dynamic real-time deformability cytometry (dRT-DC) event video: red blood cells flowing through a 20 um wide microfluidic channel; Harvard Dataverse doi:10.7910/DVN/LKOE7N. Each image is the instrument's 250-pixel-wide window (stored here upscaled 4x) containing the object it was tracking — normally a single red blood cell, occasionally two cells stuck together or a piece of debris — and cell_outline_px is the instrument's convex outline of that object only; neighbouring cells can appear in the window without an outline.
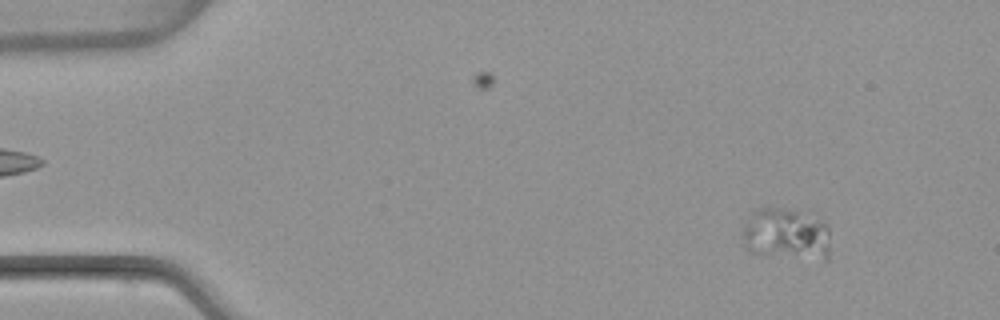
{"species": "common noctule bat (a hibernating species)", "species_latin": "Nyctalus noctula", "temperature_condition": "warm", "stored_images_in_passage": 54, "camera_frame_rate_fps": 3000, "um_per_image_px": 0.085, "animal": {"sex": "female", "body_mass_g": 22.7, "forearm_length_mm": 54.2}, "frame": {"image": 1, "passage_image": 6, "time_ms": 1.667, "image_size_px": [1000, 320], "cell_outline_px": [[828, 260], [824, 260], [752, 252], [744, 248], [740, 244], [740, 232], [752, 212], [756, 208], [780, 208], [808, 212], [828, 224]], "centroid_in_image_um": [66.79, 19.87], "position_along_channel_um": 18.2, "area_um2": 26.88}}
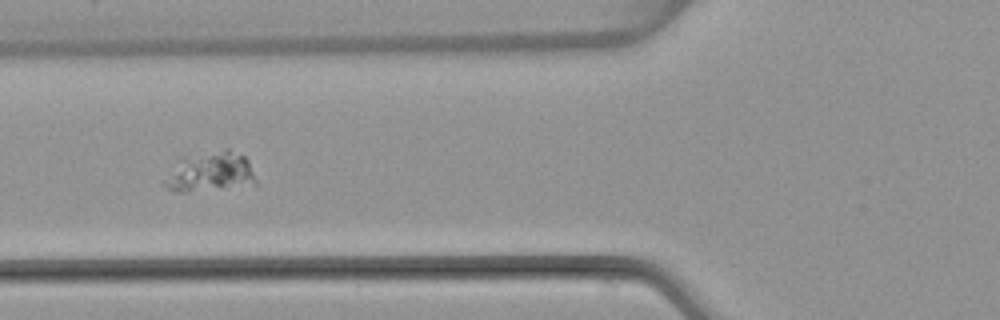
{"frame": {"image": 2, "passage_image": 21, "time_ms": 6.667, "image_size_px": [1000, 320], "cell_outline_px": [[256, 184], [188, 192], [176, 192], [160, 184], [160, 180], [180, 156], [224, 148], [228, 148], [244, 156], [248, 160]], "centroid_in_image_um": [17.74, 14.59], "position_along_channel_um": 108.1, "area_um2": 21.79}}
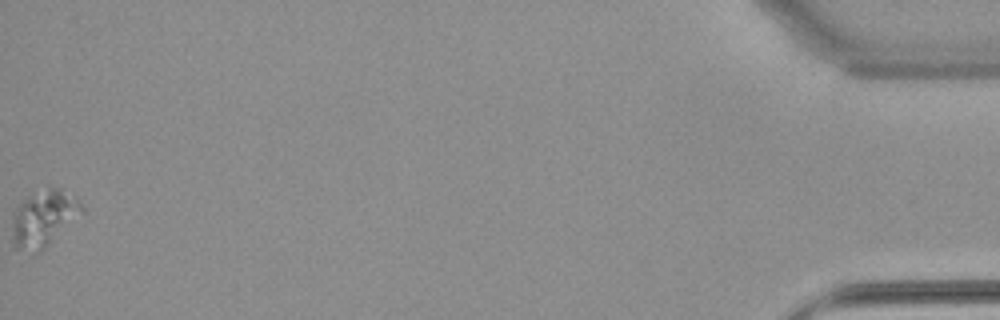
{"frame": {"image": 3, "passage_image": 54, "time_ms": 17.667, "image_size_px": [1000, 320], "cell_outline_px": [[84, 212], [40, 252], [32, 256], [28, 256], [12, 248], [12, 212], [20, 200], [28, 196], [48, 188], [64, 188], [72, 192], [76, 196], [84, 208]], "centroid_in_image_um": [3.67, 18.61], "position_along_channel_um": 431.5, "area_um2": 23.87}}